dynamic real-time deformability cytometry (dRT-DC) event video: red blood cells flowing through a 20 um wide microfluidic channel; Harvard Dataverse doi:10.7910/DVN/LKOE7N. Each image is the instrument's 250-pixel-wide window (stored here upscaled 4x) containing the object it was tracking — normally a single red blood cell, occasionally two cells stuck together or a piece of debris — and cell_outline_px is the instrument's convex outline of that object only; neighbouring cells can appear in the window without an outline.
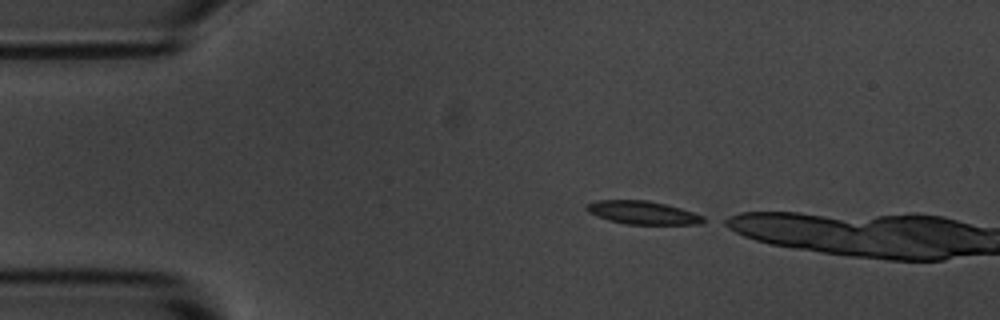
{"species": "common noctule bat (a hibernating species)", "species_latin": "Nyctalus noctula", "temperature_condition": "room temperature", "stored_images_in_passage": 6, "camera_frame_rate_fps": 3000, "um_per_image_px": 0.085, "animal": {"sex": "male", "body_mass_g": 20.1, "forearm_length_mm": 53.5}, "frame": {"image": 1, "passage_image": 1, "time_ms": 0.0, "image_size_px": [1000, 320], "cell_outline_px": [[712, 220], [704, 224], [628, 224], [608, 220], [596, 216], [588, 212], [584, 208], [584, 204], [596, 200], [648, 200], [680, 208], [704, 216]], "centroid_in_image_um": [54.65, 18.08], "position_along_channel_um": 30.4, "area_um2": 16.07}}